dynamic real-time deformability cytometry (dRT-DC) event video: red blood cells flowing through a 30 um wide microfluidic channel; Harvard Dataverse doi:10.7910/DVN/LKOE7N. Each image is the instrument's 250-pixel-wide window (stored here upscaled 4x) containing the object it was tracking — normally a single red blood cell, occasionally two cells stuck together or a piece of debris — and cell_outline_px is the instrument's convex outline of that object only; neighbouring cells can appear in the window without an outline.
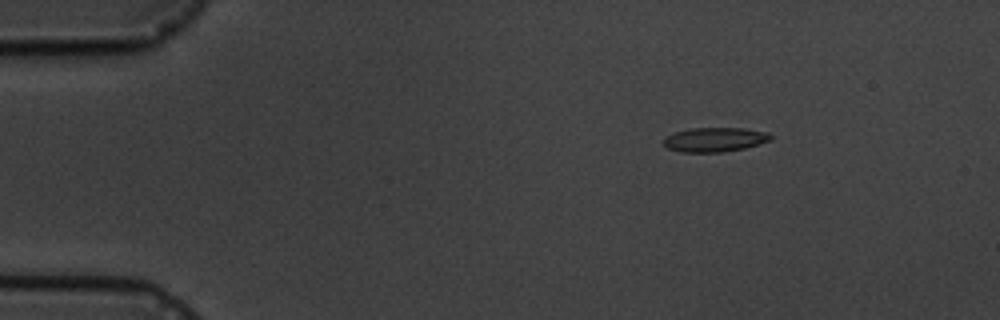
{"species": "common noctule bat (a hibernating species)", "species_latin": "Nyctalus noctula", "temperature_condition": "cold", "stored_images_in_passage": 3, "camera_frame_rate_fps": 3000, "um_per_image_px": 0.085, "animal": {"sex": "male", "body_mass_g": 19.5, "forearm_length_mm": 54.6}, "frame": {"image": 1, "passage_image": 1, "time_ms": 0.0, "image_size_px": [1000, 320], "cell_outline_px": [[772, 140], [744, 148], [724, 152], [680, 152], [668, 148], [664, 144], [664, 136], [676, 132], [692, 128], [744, 128], [768, 132], [772, 136]], "centroid_in_image_um": [60.77, 11.86], "position_along_channel_um": 24.2, "area_um2": 15.2}}